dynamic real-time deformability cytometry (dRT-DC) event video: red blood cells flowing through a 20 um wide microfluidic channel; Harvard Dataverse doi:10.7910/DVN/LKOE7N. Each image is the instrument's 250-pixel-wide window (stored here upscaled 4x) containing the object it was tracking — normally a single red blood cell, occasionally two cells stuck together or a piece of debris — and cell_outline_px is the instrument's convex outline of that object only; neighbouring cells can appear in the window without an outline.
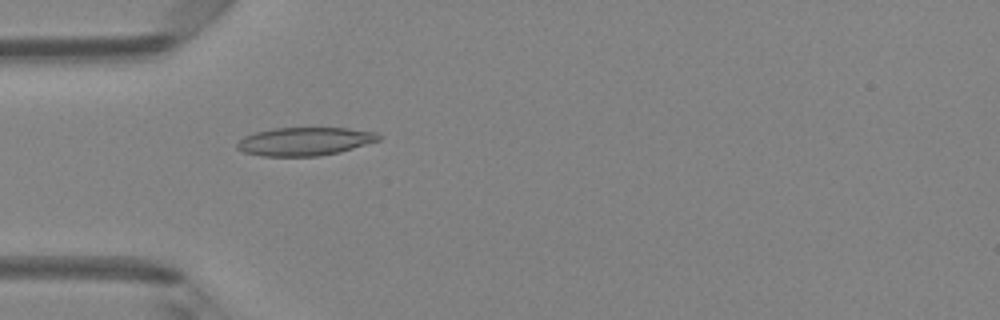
{"species": "Egyptian fruit bat (a non-hibernating species)", "species_latin": "Rousettus aegyptiacus", "temperature_condition": "room temperature", "stored_images_in_passage": 49, "camera_frame_rate_fps": 3000, "um_per_image_px": 0.085, "animal": {"sex": "female"}, "frame": {"image": 1, "passage_image": 15, "time_ms": 4.667, "image_size_px": [1000, 320], "cell_outline_px": [[380, 140], [340, 152], [320, 156], [264, 156], [244, 152], [236, 148], [236, 144], [244, 136], [256, 132], [272, 128], [348, 128], [376, 132], [380, 136]], "centroid_in_image_um": [25.9, 12.02], "position_along_channel_um": 59.1, "area_um2": 23.29}}
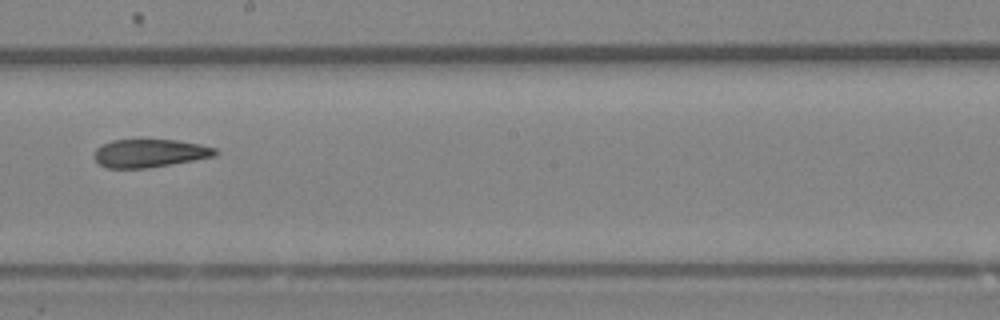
{"frame": {"image": 2, "passage_image": 28, "time_ms": 9.0, "image_size_px": [1000, 320], "cell_outline_px": [[220, 152], [216, 156], [148, 168], [108, 168], [100, 164], [92, 156], [96, 148], [112, 140], [176, 140], [200, 144], [216, 148]], "centroid_in_image_um": [12.74, 13.02], "position_along_channel_um": 235.5, "area_um2": 19.83}}
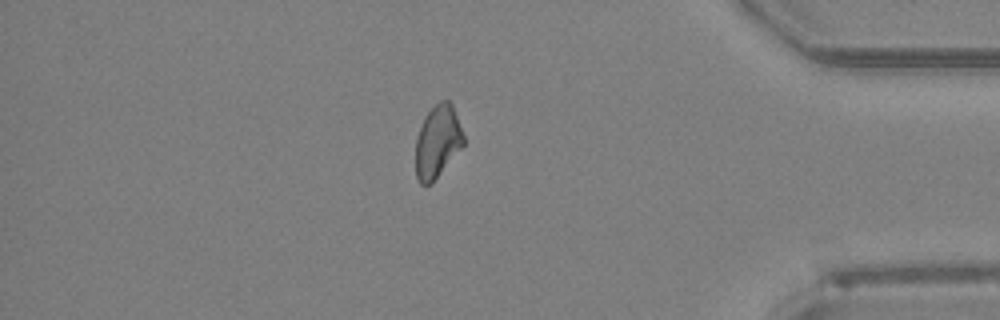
{"frame": {"image": 3, "passage_image": 42, "time_ms": 13.667, "image_size_px": [1000, 320], "cell_outline_px": [[464, 144], [432, 184], [420, 184], [416, 176], [416, 136], [424, 116], [440, 100], [448, 100], [452, 104], [464, 136]], "centroid_in_image_um": [37.18, 12.04], "position_along_channel_um": 398.0, "area_um2": 20.17}, "authors_computed_cell_mechanics": {"area_um2": 21.2126, "velocity_mm_per_s": 4.1714, "shape_relaxation_time_tau1_ms": 8.5907, "shape_relaxation_time_tau2_ms": 2.9455, "deformation_change_tau1": 0.2174, "deformation_change_tau2": 0.1113}}